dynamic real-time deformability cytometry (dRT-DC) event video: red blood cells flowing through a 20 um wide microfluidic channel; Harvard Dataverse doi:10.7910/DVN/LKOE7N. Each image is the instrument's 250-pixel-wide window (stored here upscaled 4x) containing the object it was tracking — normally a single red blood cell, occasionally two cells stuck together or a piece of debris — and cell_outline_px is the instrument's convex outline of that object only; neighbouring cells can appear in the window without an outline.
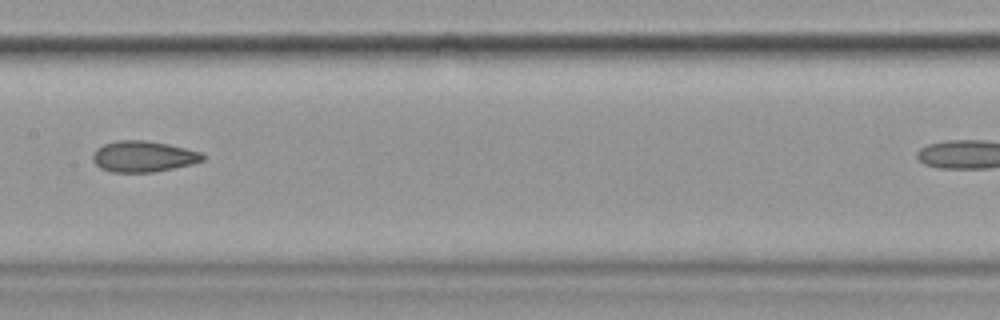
{"species": "common noctule bat (a hibernating species)", "species_latin": "Nyctalus noctula", "temperature_condition": "cold", "stored_images_in_passage": 5, "camera_frame_rate_fps": 3000, "um_per_image_px": 0.085, "animal": {"sex": "female", "body_mass_g": 19.9}, "frame": {"image": 1, "passage_image": 4, "time_ms": 3.333, "image_size_px": [1000, 320], "cell_outline_px": [[204, 160], [192, 164], [152, 172], [112, 172], [100, 168], [92, 160], [92, 152], [96, 148], [104, 144], [116, 140], [144, 140], [168, 144], [200, 152], [204, 156]], "centroid_in_image_um": [12.13, 13.29], "position_along_channel_um": 195.3, "area_um2": 19.83}}